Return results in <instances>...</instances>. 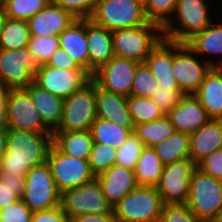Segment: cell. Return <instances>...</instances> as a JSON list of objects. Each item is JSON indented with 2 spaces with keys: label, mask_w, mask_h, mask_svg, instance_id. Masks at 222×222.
Returning <instances> with one entry per match:
<instances>
[{
  "label": "cell",
  "mask_w": 222,
  "mask_h": 222,
  "mask_svg": "<svg viewBox=\"0 0 222 222\" xmlns=\"http://www.w3.org/2000/svg\"><path fill=\"white\" fill-rule=\"evenodd\" d=\"M145 145L134 133L117 148L115 164L134 170Z\"/></svg>",
  "instance_id": "8d00e7d4"
},
{
  "label": "cell",
  "mask_w": 222,
  "mask_h": 222,
  "mask_svg": "<svg viewBox=\"0 0 222 222\" xmlns=\"http://www.w3.org/2000/svg\"><path fill=\"white\" fill-rule=\"evenodd\" d=\"M27 47L38 65L46 64L59 48L58 36H31Z\"/></svg>",
  "instance_id": "74e56055"
},
{
  "label": "cell",
  "mask_w": 222,
  "mask_h": 222,
  "mask_svg": "<svg viewBox=\"0 0 222 222\" xmlns=\"http://www.w3.org/2000/svg\"><path fill=\"white\" fill-rule=\"evenodd\" d=\"M19 198L7 186L0 182V209L18 201Z\"/></svg>",
  "instance_id": "f907efd6"
},
{
  "label": "cell",
  "mask_w": 222,
  "mask_h": 222,
  "mask_svg": "<svg viewBox=\"0 0 222 222\" xmlns=\"http://www.w3.org/2000/svg\"><path fill=\"white\" fill-rule=\"evenodd\" d=\"M186 204L202 222L222 217V181L197 169L189 185Z\"/></svg>",
  "instance_id": "8992f818"
},
{
  "label": "cell",
  "mask_w": 222,
  "mask_h": 222,
  "mask_svg": "<svg viewBox=\"0 0 222 222\" xmlns=\"http://www.w3.org/2000/svg\"><path fill=\"white\" fill-rule=\"evenodd\" d=\"M50 2L51 0H1L0 5L7 18L28 21Z\"/></svg>",
  "instance_id": "e575fe53"
},
{
  "label": "cell",
  "mask_w": 222,
  "mask_h": 222,
  "mask_svg": "<svg viewBox=\"0 0 222 222\" xmlns=\"http://www.w3.org/2000/svg\"><path fill=\"white\" fill-rule=\"evenodd\" d=\"M214 22L202 32L195 34L186 44L202 59L203 55H207L209 58L205 56L203 60L210 66L220 67L222 64V20ZM212 55L217 61L211 58Z\"/></svg>",
  "instance_id": "603a6c76"
},
{
  "label": "cell",
  "mask_w": 222,
  "mask_h": 222,
  "mask_svg": "<svg viewBox=\"0 0 222 222\" xmlns=\"http://www.w3.org/2000/svg\"><path fill=\"white\" fill-rule=\"evenodd\" d=\"M184 96L185 94L181 90L159 88L151 98L157 103L163 114L167 115L171 109L180 103Z\"/></svg>",
  "instance_id": "ee69618b"
},
{
  "label": "cell",
  "mask_w": 222,
  "mask_h": 222,
  "mask_svg": "<svg viewBox=\"0 0 222 222\" xmlns=\"http://www.w3.org/2000/svg\"><path fill=\"white\" fill-rule=\"evenodd\" d=\"M23 202L32 212L48 210L60 205L61 192L47 162L31 168L25 175Z\"/></svg>",
  "instance_id": "9c48e42d"
},
{
  "label": "cell",
  "mask_w": 222,
  "mask_h": 222,
  "mask_svg": "<svg viewBox=\"0 0 222 222\" xmlns=\"http://www.w3.org/2000/svg\"><path fill=\"white\" fill-rule=\"evenodd\" d=\"M96 177L112 206L138 186L134 170L116 164Z\"/></svg>",
  "instance_id": "44dd1931"
},
{
  "label": "cell",
  "mask_w": 222,
  "mask_h": 222,
  "mask_svg": "<svg viewBox=\"0 0 222 222\" xmlns=\"http://www.w3.org/2000/svg\"><path fill=\"white\" fill-rule=\"evenodd\" d=\"M144 63L157 79L160 88L180 90L172 71L173 41L163 38Z\"/></svg>",
  "instance_id": "ffe728a7"
},
{
  "label": "cell",
  "mask_w": 222,
  "mask_h": 222,
  "mask_svg": "<svg viewBox=\"0 0 222 222\" xmlns=\"http://www.w3.org/2000/svg\"><path fill=\"white\" fill-rule=\"evenodd\" d=\"M89 74L92 75L114 57L112 31L87 19Z\"/></svg>",
  "instance_id": "7402d4cb"
},
{
  "label": "cell",
  "mask_w": 222,
  "mask_h": 222,
  "mask_svg": "<svg viewBox=\"0 0 222 222\" xmlns=\"http://www.w3.org/2000/svg\"><path fill=\"white\" fill-rule=\"evenodd\" d=\"M159 222H202L189 209L187 204L163 205Z\"/></svg>",
  "instance_id": "60d3db41"
},
{
  "label": "cell",
  "mask_w": 222,
  "mask_h": 222,
  "mask_svg": "<svg viewBox=\"0 0 222 222\" xmlns=\"http://www.w3.org/2000/svg\"><path fill=\"white\" fill-rule=\"evenodd\" d=\"M0 182L13 191L19 199H22L25 190V175L0 174Z\"/></svg>",
  "instance_id": "c3c4849f"
},
{
  "label": "cell",
  "mask_w": 222,
  "mask_h": 222,
  "mask_svg": "<svg viewBox=\"0 0 222 222\" xmlns=\"http://www.w3.org/2000/svg\"><path fill=\"white\" fill-rule=\"evenodd\" d=\"M33 212L22 199L0 209V222H31Z\"/></svg>",
  "instance_id": "7bdbcfd3"
},
{
  "label": "cell",
  "mask_w": 222,
  "mask_h": 222,
  "mask_svg": "<svg viewBox=\"0 0 222 222\" xmlns=\"http://www.w3.org/2000/svg\"><path fill=\"white\" fill-rule=\"evenodd\" d=\"M90 79L91 75L84 69H63L41 64L35 72L33 81L65 100Z\"/></svg>",
  "instance_id": "9a60e30c"
},
{
  "label": "cell",
  "mask_w": 222,
  "mask_h": 222,
  "mask_svg": "<svg viewBox=\"0 0 222 222\" xmlns=\"http://www.w3.org/2000/svg\"><path fill=\"white\" fill-rule=\"evenodd\" d=\"M167 116L175 131L190 135L210 120L207 111L194 94L185 95Z\"/></svg>",
  "instance_id": "e0dca14e"
},
{
  "label": "cell",
  "mask_w": 222,
  "mask_h": 222,
  "mask_svg": "<svg viewBox=\"0 0 222 222\" xmlns=\"http://www.w3.org/2000/svg\"><path fill=\"white\" fill-rule=\"evenodd\" d=\"M116 153V148L94 143L88 162L95 176L115 165Z\"/></svg>",
  "instance_id": "f35d334b"
},
{
  "label": "cell",
  "mask_w": 222,
  "mask_h": 222,
  "mask_svg": "<svg viewBox=\"0 0 222 222\" xmlns=\"http://www.w3.org/2000/svg\"><path fill=\"white\" fill-rule=\"evenodd\" d=\"M76 19H90L98 0H52Z\"/></svg>",
  "instance_id": "b9f144b4"
},
{
  "label": "cell",
  "mask_w": 222,
  "mask_h": 222,
  "mask_svg": "<svg viewBox=\"0 0 222 222\" xmlns=\"http://www.w3.org/2000/svg\"><path fill=\"white\" fill-rule=\"evenodd\" d=\"M203 174L222 181V149L212 152L197 164Z\"/></svg>",
  "instance_id": "f6af8a7d"
},
{
  "label": "cell",
  "mask_w": 222,
  "mask_h": 222,
  "mask_svg": "<svg viewBox=\"0 0 222 222\" xmlns=\"http://www.w3.org/2000/svg\"><path fill=\"white\" fill-rule=\"evenodd\" d=\"M127 103L134 125L151 122L164 116L151 97L128 96Z\"/></svg>",
  "instance_id": "836d02e7"
},
{
  "label": "cell",
  "mask_w": 222,
  "mask_h": 222,
  "mask_svg": "<svg viewBox=\"0 0 222 222\" xmlns=\"http://www.w3.org/2000/svg\"><path fill=\"white\" fill-rule=\"evenodd\" d=\"M164 165L153 147L145 146L134 169L139 186H156Z\"/></svg>",
  "instance_id": "f1b7e54d"
},
{
  "label": "cell",
  "mask_w": 222,
  "mask_h": 222,
  "mask_svg": "<svg viewBox=\"0 0 222 222\" xmlns=\"http://www.w3.org/2000/svg\"><path fill=\"white\" fill-rule=\"evenodd\" d=\"M135 2H138L139 4H141L143 7H146V5L148 4L149 0H134Z\"/></svg>",
  "instance_id": "11a10c76"
},
{
  "label": "cell",
  "mask_w": 222,
  "mask_h": 222,
  "mask_svg": "<svg viewBox=\"0 0 222 222\" xmlns=\"http://www.w3.org/2000/svg\"><path fill=\"white\" fill-rule=\"evenodd\" d=\"M47 163L58 190L62 193L93 180L88 160H82L63 153L54 143L49 151Z\"/></svg>",
  "instance_id": "8fae6325"
},
{
  "label": "cell",
  "mask_w": 222,
  "mask_h": 222,
  "mask_svg": "<svg viewBox=\"0 0 222 222\" xmlns=\"http://www.w3.org/2000/svg\"><path fill=\"white\" fill-rule=\"evenodd\" d=\"M208 222H222V217L208 221Z\"/></svg>",
  "instance_id": "9f6ffc18"
},
{
  "label": "cell",
  "mask_w": 222,
  "mask_h": 222,
  "mask_svg": "<svg viewBox=\"0 0 222 222\" xmlns=\"http://www.w3.org/2000/svg\"><path fill=\"white\" fill-rule=\"evenodd\" d=\"M31 222H70V219L59 205L48 210L33 212Z\"/></svg>",
  "instance_id": "bcb514c9"
},
{
  "label": "cell",
  "mask_w": 222,
  "mask_h": 222,
  "mask_svg": "<svg viewBox=\"0 0 222 222\" xmlns=\"http://www.w3.org/2000/svg\"><path fill=\"white\" fill-rule=\"evenodd\" d=\"M76 18L52 0L27 23L31 36H59Z\"/></svg>",
  "instance_id": "ac0fdd59"
},
{
  "label": "cell",
  "mask_w": 222,
  "mask_h": 222,
  "mask_svg": "<svg viewBox=\"0 0 222 222\" xmlns=\"http://www.w3.org/2000/svg\"><path fill=\"white\" fill-rule=\"evenodd\" d=\"M139 64L137 61L114 56L93 73L91 79L107 91L128 97L131 94L134 74Z\"/></svg>",
  "instance_id": "2e32d148"
},
{
  "label": "cell",
  "mask_w": 222,
  "mask_h": 222,
  "mask_svg": "<svg viewBox=\"0 0 222 222\" xmlns=\"http://www.w3.org/2000/svg\"><path fill=\"white\" fill-rule=\"evenodd\" d=\"M210 119L222 120V70L212 67L194 93Z\"/></svg>",
  "instance_id": "484cf974"
},
{
  "label": "cell",
  "mask_w": 222,
  "mask_h": 222,
  "mask_svg": "<svg viewBox=\"0 0 222 222\" xmlns=\"http://www.w3.org/2000/svg\"><path fill=\"white\" fill-rule=\"evenodd\" d=\"M7 90L0 85V125H6Z\"/></svg>",
  "instance_id": "816d5d0a"
},
{
  "label": "cell",
  "mask_w": 222,
  "mask_h": 222,
  "mask_svg": "<svg viewBox=\"0 0 222 222\" xmlns=\"http://www.w3.org/2000/svg\"><path fill=\"white\" fill-rule=\"evenodd\" d=\"M8 129L6 125H0V163L7 152Z\"/></svg>",
  "instance_id": "f5cc1de1"
},
{
  "label": "cell",
  "mask_w": 222,
  "mask_h": 222,
  "mask_svg": "<svg viewBox=\"0 0 222 222\" xmlns=\"http://www.w3.org/2000/svg\"><path fill=\"white\" fill-rule=\"evenodd\" d=\"M53 143L65 154L88 160L94 145L90 130L53 132Z\"/></svg>",
  "instance_id": "83f0119b"
},
{
  "label": "cell",
  "mask_w": 222,
  "mask_h": 222,
  "mask_svg": "<svg viewBox=\"0 0 222 222\" xmlns=\"http://www.w3.org/2000/svg\"><path fill=\"white\" fill-rule=\"evenodd\" d=\"M90 20L112 32L150 23L145 7L134 0H98Z\"/></svg>",
  "instance_id": "52a82bcc"
},
{
  "label": "cell",
  "mask_w": 222,
  "mask_h": 222,
  "mask_svg": "<svg viewBox=\"0 0 222 222\" xmlns=\"http://www.w3.org/2000/svg\"><path fill=\"white\" fill-rule=\"evenodd\" d=\"M154 186H137L113 206L118 222H159L163 208Z\"/></svg>",
  "instance_id": "5b68a950"
},
{
  "label": "cell",
  "mask_w": 222,
  "mask_h": 222,
  "mask_svg": "<svg viewBox=\"0 0 222 222\" xmlns=\"http://www.w3.org/2000/svg\"><path fill=\"white\" fill-rule=\"evenodd\" d=\"M178 0H149L145 7L147 19L162 28L173 17Z\"/></svg>",
  "instance_id": "ab89813d"
},
{
  "label": "cell",
  "mask_w": 222,
  "mask_h": 222,
  "mask_svg": "<svg viewBox=\"0 0 222 222\" xmlns=\"http://www.w3.org/2000/svg\"><path fill=\"white\" fill-rule=\"evenodd\" d=\"M220 149H222V120L210 119L190 135V159L196 164Z\"/></svg>",
  "instance_id": "d4e9b609"
},
{
  "label": "cell",
  "mask_w": 222,
  "mask_h": 222,
  "mask_svg": "<svg viewBox=\"0 0 222 222\" xmlns=\"http://www.w3.org/2000/svg\"><path fill=\"white\" fill-rule=\"evenodd\" d=\"M210 3L207 0H178L173 17L162 28L163 37L186 43L195 34L202 32L214 20L210 14Z\"/></svg>",
  "instance_id": "7a4b0ae2"
},
{
  "label": "cell",
  "mask_w": 222,
  "mask_h": 222,
  "mask_svg": "<svg viewBox=\"0 0 222 222\" xmlns=\"http://www.w3.org/2000/svg\"><path fill=\"white\" fill-rule=\"evenodd\" d=\"M157 79L145 63H140L134 74L131 96L151 97L159 89Z\"/></svg>",
  "instance_id": "d590c367"
},
{
  "label": "cell",
  "mask_w": 222,
  "mask_h": 222,
  "mask_svg": "<svg viewBox=\"0 0 222 222\" xmlns=\"http://www.w3.org/2000/svg\"><path fill=\"white\" fill-rule=\"evenodd\" d=\"M97 119L95 82L90 79L64 100L62 120L53 132L91 130Z\"/></svg>",
  "instance_id": "277c9868"
},
{
  "label": "cell",
  "mask_w": 222,
  "mask_h": 222,
  "mask_svg": "<svg viewBox=\"0 0 222 222\" xmlns=\"http://www.w3.org/2000/svg\"><path fill=\"white\" fill-rule=\"evenodd\" d=\"M38 66L28 47L0 49V85L6 90L26 89L33 82Z\"/></svg>",
  "instance_id": "7c38bea8"
},
{
  "label": "cell",
  "mask_w": 222,
  "mask_h": 222,
  "mask_svg": "<svg viewBox=\"0 0 222 222\" xmlns=\"http://www.w3.org/2000/svg\"><path fill=\"white\" fill-rule=\"evenodd\" d=\"M211 69L212 66L202 61L186 43L173 41L172 71L180 90L185 95L194 94Z\"/></svg>",
  "instance_id": "30bf717a"
},
{
  "label": "cell",
  "mask_w": 222,
  "mask_h": 222,
  "mask_svg": "<svg viewBox=\"0 0 222 222\" xmlns=\"http://www.w3.org/2000/svg\"><path fill=\"white\" fill-rule=\"evenodd\" d=\"M46 65L63 69H83L76 60L71 58L68 53L60 47L48 60Z\"/></svg>",
  "instance_id": "7dc6e473"
},
{
  "label": "cell",
  "mask_w": 222,
  "mask_h": 222,
  "mask_svg": "<svg viewBox=\"0 0 222 222\" xmlns=\"http://www.w3.org/2000/svg\"><path fill=\"white\" fill-rule=\"evenodd\" d=\"M31 33L27 21L6 18L0 35V49L12 50L27 47Z\"/></svg>",
  "instance_id": "d6a6232c"
},
{
  "label": "cell",
  "mask_w": 222,
  "mask_h": 222,
  "mask_svg": "<svg viewBox=\"0 0 222 222\" xmlns=\"http://www.w3.org/2000/svg\"><path fill=\"white\" fill-rule=\"evenodd\" d=\"M70 222H118L114 212L102 215L83 214L70 219Z\"/></svg>",
  "instance_id": "681fc988"
},
{
  "label": "cell",
  "mask_w": 222,
  "mask_h": 222,
  "mask_svg": "<svg viewBox=\"0 0 222 222\" xmlns=\"http://www.w3.org/2000/svg\"><path fill=\"white\" fill-rule=\"evenodd\" d=\"M7 129L53 132L42 120L26 89L7 90Z\"/></svg>",
  "instance_id": "5bb4252c"
},
{
  "label": "cell",
  "mask_w": 222,
  "mask_h": 222,
  "mask_svg": "<svg viewBox=\"0 0 222 222\" xmlns=\"http://www.w3.org/2000/svg\"><path fill=\"white\" fill-rule=\"evenodd\" d=\"M44 123L54 131L62 120L64 99L38 86L34 81L26 88Z\"/></svg>",
  "instance_id": "4316f807"
},
{
  "label": "cell",
  "mask_w": 222,
  "mask_h": 222,
  "mask_svg": "<svg viewBox=\"0 0 222 222\" xmlns=\"http://www.w3.org/2000/svg\"><path fill=\"white\" fill-rule=\"evenodd\" d=\"M163 38L162 27L152 22L115 30L112 32L114 55L144 63Z\"/></svg>",
  "instance_id": "3957f363"
},
{
  "label": "cell",
  "mask_w": 222,
  "mask_h": 222,
  "mask_svg": "<svg viewBox=\"0 0 222 222\" xmlns=\"http://www.w3.org/2000/svg\"><path fill=\"white\" fill-rule=\"evenodd\" d=\"M59 47L89 73L87 19H76L59 36Z\"/></svg>",
  "instance_id": "cb8c5ba5"
},
{
  "label": "cell",
  "mask_w": 222,
  "mask_h": 222,
  "mask_svg": "<svg viewBox=\"0 0 222 222\" xmlns=\"http://www.w3.org/2000/svg\"><path fill=\"white\" fill-rule=\"evenodd\" d=\"M162 164L190 159V134L175 131L167 140L153 147Z\"/></svg>",
  "instance_id": "f546056e"
},
{
  "label": "cell",
  "mask_w": 222,
  "mask_h": 222,
  "mask_svg": "<svg viewBox=\"0 0 222 222\" xmlns=\"http://www.w3.org/2000/svg\"><path fill=\"white\" fill-rule=\"evenodd\" d=\"M94 143L119 148L131 136L134 129L124 128L102 118H97L91 126Z\"/></svg>",
  "instance_id": "4dcf8cb0"
},
{
  "label": "cell",
  "mask_w": 222,
  "mask_h": 222,
  "mask_svg": "<svg viewBox=\"0 0 222 222\" xmlns=\"http://www.w3.org/2000/svg\"><path fill=\"white\" fill-rule=\"evenodd\" d=\"M6 15L4 13V10L2 8V6L0 5V35L3 31V26H4V23H5V20H6Z\"/></svg>",
  "instance_id": "db71d44e"
},
{
  "label": "cell",
  "mask_w": 222,
  "mask_h": 222,
  "mask_svg": "<svg viewBox=\"0 0 222 222\" xmlns=\"http://www.w3.org/2000/svg\"><path fill=\"white\" fill-rule=\"evenodd\" d=\"M97 118L112 121L121 127L134 129L127 96L113 93L95 83Z\"/></svg>",
  "instance_id": "d6986e66"
},
{
  "label": "cell",
  "mask_w": 222,
  "mask_h": 222,
  "mask_svg": "<svg viewBox=\"0 0 222 222\" xmlns=\"http://www.w3.org/2000/svg\"><path fill=\"white\" fill-rule=\"evenodd\" d=\"M53 145V132L8 129L7 152L0 163L2 175H26L47 162Z\"/></svg>",
  "instance_id": "6da1fadb"
},
{
  "label": "cell",
  "mask_w": 222,
  "mask_h": 222,
  "mask_svg": "<svg viewBox=\"0 0 222 222\" xmlns=\"http://www.w3.org/2000/svg\"><path fill=\"white\" fill-rule=\"evenodd\" d=\"M60 206L69 219L78 215H102L113 212L112 204L103 193L97 177L61 193Z\"/></svg>",
  "instance_id": "ba28073f"
},
{
  "label": "cell",
  "mask_w": 222,
  "mask_h": 222,
  "mask_svg": "<svg viewBox=\"0 0 222 222\" xmlns=\"http://www.w3.org/2000/svg\"><path fill=\"white\" fill-rule=\"evenodd\" d=\"M197 164L191 159L174 161L163 167L156 190L166 204H186L189 194V185Z\"/></svg>",
  "instance_id": "4fadbf2b"
},
{
  "label": "cell",
  "mask_w": 222,
  "mask_h": 222,
  "mask_svg": "<svg viewBox=\"0 0 222 222\" xmlns=\"http://www.w3.org/2000/svg\"><path fill=\"white\" fill-rule=\"evenodd\" d=\"M174 132V126L167 115L151 122L135 125L133 131L147 147H154L162 143Z\"/></svg>",
  "instance_id": "1f68e13d"
}]
</instances>
